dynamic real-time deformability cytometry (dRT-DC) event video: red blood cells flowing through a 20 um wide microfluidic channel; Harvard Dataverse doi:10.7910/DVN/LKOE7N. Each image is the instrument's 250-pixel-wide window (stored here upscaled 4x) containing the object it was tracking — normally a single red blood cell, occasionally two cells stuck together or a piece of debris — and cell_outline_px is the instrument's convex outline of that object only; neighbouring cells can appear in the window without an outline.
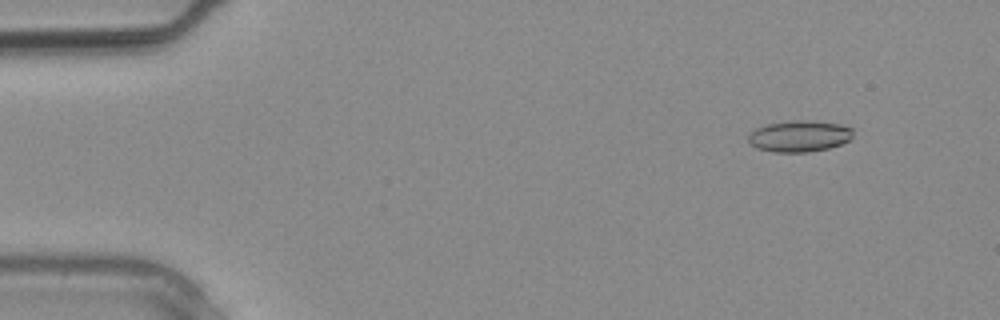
{"species": "common noctule bat (a hibernating species)", "species_latin": "Nyctalus noctula", "temperature_condition": "warm", "stored_images_in_passage": 2, "camera_frame_rate_fps": 3000, "um_per_image_px": 0.085, "animal": {"sex": "male", "body_mass_g": 20.4}, "frame": {"image": 1, "passage_image": 2, "time_ms": 0.333, "image_size_px": [1000, 320], "cell_outline_px": [[852, 140], [828, 148], [808, 152], [772, 152], [756, 148], [748, 140], [748, 132], [756, 128], [768, 124], [792, 120], [808, 120], [840, 124], [852, 128]], "centroid_in_image_um": [67.94, 11.57], "position_along_channel_um": 17.1, "area_um2": 19.25}}